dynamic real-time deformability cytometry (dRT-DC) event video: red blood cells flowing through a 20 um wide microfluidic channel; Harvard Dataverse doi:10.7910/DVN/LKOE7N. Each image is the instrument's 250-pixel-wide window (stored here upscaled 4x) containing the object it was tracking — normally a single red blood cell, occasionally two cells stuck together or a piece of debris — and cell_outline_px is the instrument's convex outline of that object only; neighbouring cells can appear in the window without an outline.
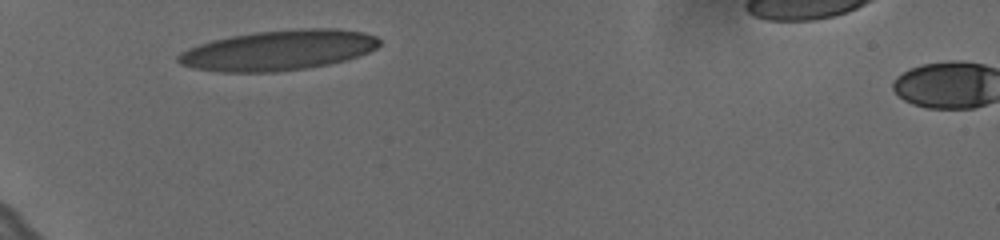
{"species": "human", "species_latin": "Homo sapiens", "temperature_condition": "cold", "stored_images_in_passage": 30, "camera_frame_rate_fps": 3000, "um_per_image_px": 0.085, "donor": {"sex": "female"}, "frame": {"image": 1, "passage_image": 1, "time_ms": 0.0, "image_size_px": [1000, 240], "cell_outline_px": [[380, 44], [376, 48], [368, 52], [344, 60], [328, 64], [304, 68], [276, 72], [220, 72], [196, 68], [180, 64], [176, 60], [176, 56], [180, 52], [188, 48], [212, 40], [232, 36], [256, 32], [300, 28], [336, 28], [364, 32], [376, 36], [380, 40]], "centroid_in_image_um": [23.66, 4.26], "position_along_channel_um": 61.3, "area_um2": 46.99}}
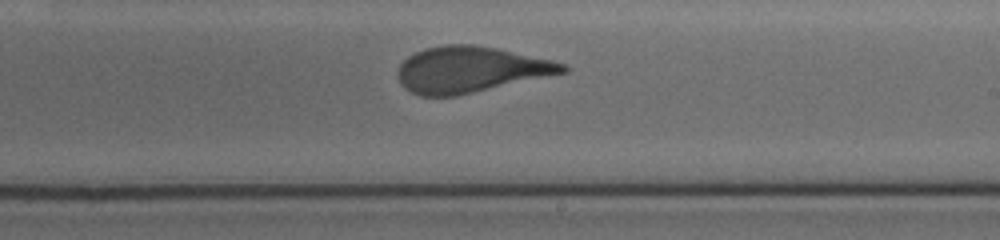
{"frame": {"image": 2, "passage_image": 18, "time_ms": 5.667, "image_size_px": [1000, 240], "cell_outline_px": [[568, 72], [456, 96], [420, 96], [404, 88], [400, 84], [396, 76], [396, 72], [400, 64], [408, 56], [424, 48], [444, 44], [472, 44], [496, 48], [552, 60], [564, 64], [568, 68]], "centroid_in_image_um": [39.94, 5.91], "position_along_channel_um": 249.1, "area_um2": 44.27}}
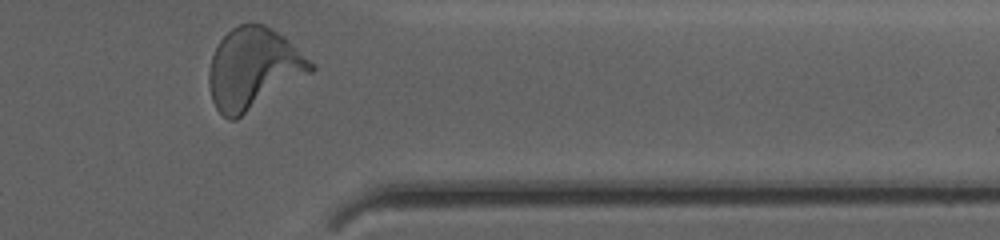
{"frame": {"image": 3, "passage_image": 30, "time_ms": 9.667, "image_size_px": [1000, 240], "cell_outline_px": [[316, 68], [312, 72], [236, 120], [228, 120], [216, 108], [212, 100], [208, 84], [208, 72], [212, 56], [220, 40], [232, 28], [240, 24], [264, 24], [284, 36], [316, 64]], "centroid_in_image_um": [21.54, 5.84], "position_along_channel_um": 389.9, "area_um2": 48.09}, "authors_computed_cell_mechanics": {"area_um2": 44.5638, "velocity_mm_per_s": 3.6208, "shape_relaxation_time_tau1_ms": 5.0022, "shape_relaxation_time_tau2_ms": 0.7415, "deformation_change_tau1": 0.1947, "deformation_change_tau2": 0.0879}}